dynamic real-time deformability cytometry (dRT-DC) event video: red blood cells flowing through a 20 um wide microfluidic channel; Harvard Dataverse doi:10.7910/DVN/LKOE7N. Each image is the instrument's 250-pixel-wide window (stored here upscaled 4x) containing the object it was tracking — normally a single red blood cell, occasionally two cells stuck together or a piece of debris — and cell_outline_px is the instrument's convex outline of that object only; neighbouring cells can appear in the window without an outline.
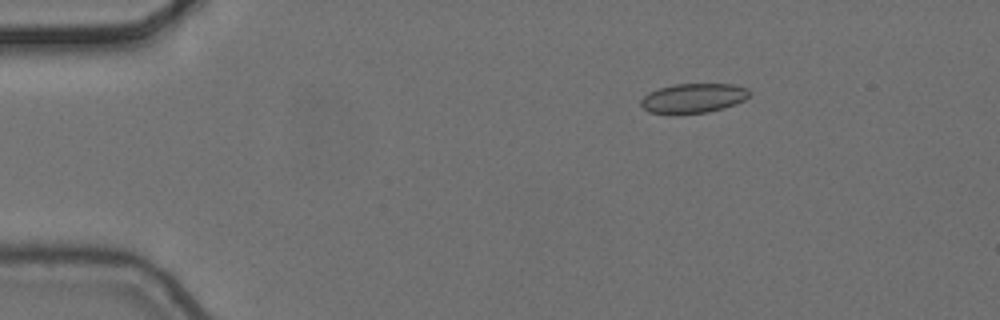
{"species": "common noctule bat (a hibernating species)", "species_latin": "Nyctalus noctula", "temperature_condition": "cold", "stored_images_in_passage": 7, "camera_frame_rate_fps": 3000, "um_per_image_px": 0.085, "animal": {"sex": "female", "body_mass_g": 24.6, "forearm_length_mm": 56.2}, "frame": {"image": 1, "passage_image": 3, "time_ms": 0.667, "image_size_px": [1000, 320], "cell_outline_px": [[752, 92], [744, 100], [736, 104], [724, 108], [708, 112], [676, 116], [648, 112], [640, 104], [640, 100], [648, 92], [660, 88], [676, 84], [732, 84], [748, 88]], "centroid_in_image_um": [58.91, 8.38], "position_along_channel_um": 26.1, "area_um2": 19.19}}
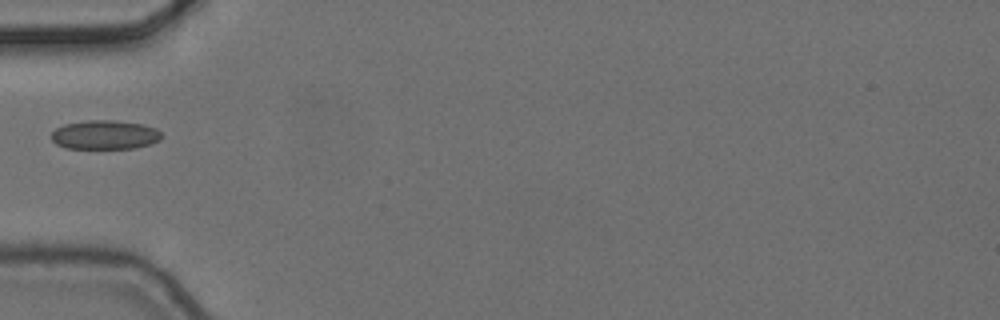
{"frame": {"image": 2, "passage_image": 6, "time_ms": 1.667, "image_size_px": [1000, 320], "cell_outline_px": [[160, 140], [136, 148], [64, 148], [56, 144], [52, 140], [52, 132], [56, 128], [64, 124], [88, 120], [116, 120], [144, 124], [156, 128], [160, 132]], "centroid_in_image_um": [8.9, 11.45], "position_along_channel_um": 76.1, "area_um2": 18.67}}